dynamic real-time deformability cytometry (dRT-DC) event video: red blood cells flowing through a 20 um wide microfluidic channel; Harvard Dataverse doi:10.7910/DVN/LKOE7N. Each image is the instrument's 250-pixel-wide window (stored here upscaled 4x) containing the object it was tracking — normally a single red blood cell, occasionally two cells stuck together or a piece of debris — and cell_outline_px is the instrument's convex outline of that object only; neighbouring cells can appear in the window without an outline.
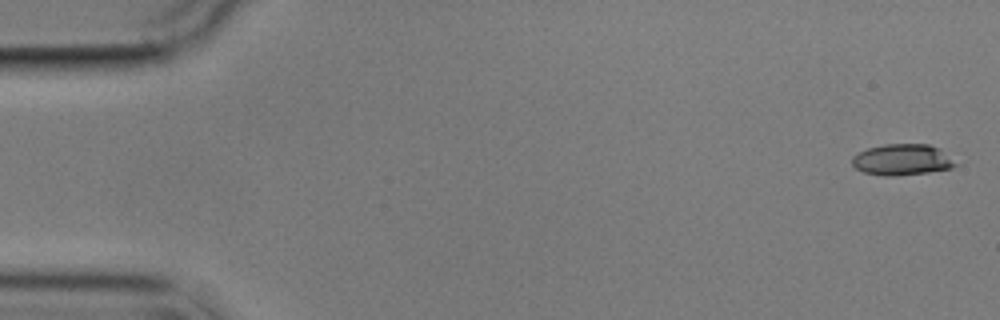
{"species": "common noctule bat (a hibernating species)", "species_latin": "Nyctalus noctula", "temperature_condition": "cold", "stored_images_in_passage": 5, "camera_frame_rate_fps": 3000, "um_per_image_px": 0.085, "animal": {"sex": "male", "body_mass_g": 17.9}, "frame": {"image": 1, "passage_image": 1, "time_ms": 0.0, "image_size_px": [1000, 320], "cell_outline_px": [[960, 164], [952, 168], [928, 172], [896, 176], [884, 176], [864, 172], [856, 168], [852, 164], [852, 156], [868, 148], [884, 144], [928, 144], [940, 148]], "centroid_in_image_um": [76.72, 13.57], "position_along_channel_um": 8.3, "area_um2": 18.9}}
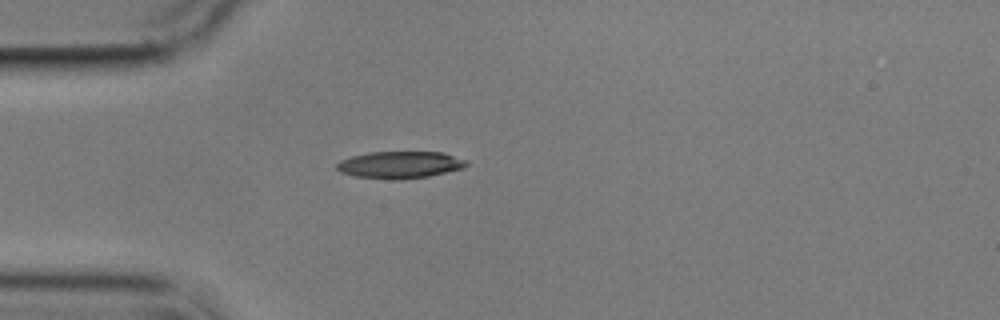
{"frame": {"image": 2, "passage_image": 4, "time_ms": 4.667, "image_size_px": [1000, 320], "cell_outline_px": [[468, 164], [464, 168], [428, 176], [356, 176], [340, 172], [336, 168], [336, 164], [340, 160], [352, 156], [368, 152], [444, 152], [468, 160]], "centroid_in_image_um": [34.05, 13.94], "position_along_channel_um": 51.0, "area_um2": 19.42}}